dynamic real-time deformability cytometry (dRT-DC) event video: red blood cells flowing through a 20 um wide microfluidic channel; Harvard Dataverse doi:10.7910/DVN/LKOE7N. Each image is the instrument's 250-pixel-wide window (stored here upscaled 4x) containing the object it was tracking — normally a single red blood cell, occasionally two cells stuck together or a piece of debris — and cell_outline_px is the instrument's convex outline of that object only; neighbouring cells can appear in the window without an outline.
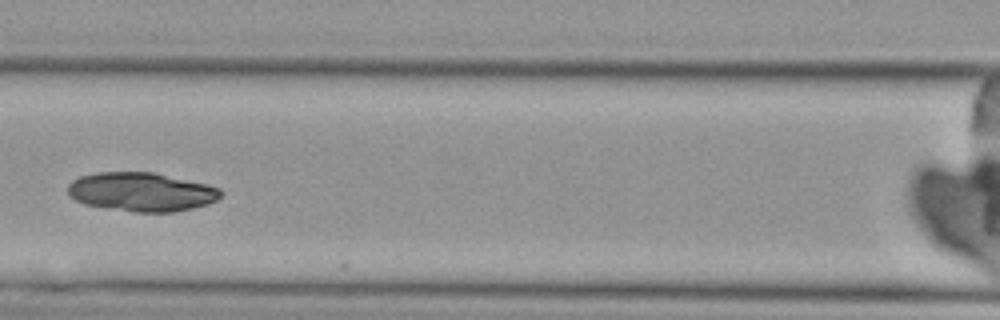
{"species": "Egyptian fruit bat (a non-hibernating species)", "species_latin": "Rousettus aegyptiacus", "temperature_condition": "cold", "stored_images_in_passage": 7, "camera_frame_rate_fps": 3000, "um_per_image_px": 0.085, "animal": {"sex": "female"}, "frame": {"image": 1, "passage_image": 4, "time_ms": 3.667, "image_size_px": [1000, 320], "cell_outline_px": [[224, 192], [216, 200], [208, 204], [192, 208], [172, 212], [136, 212], [84, 204], [68, 196], [68, 184], [72, 180], [80, 176], [96, 172], [152, 172], [208, 184], [220, 188]], "centroid_in_image_um": [12.02, 16.3], "position_along_channel_um": 154.6, "area_um2": 34.68}}
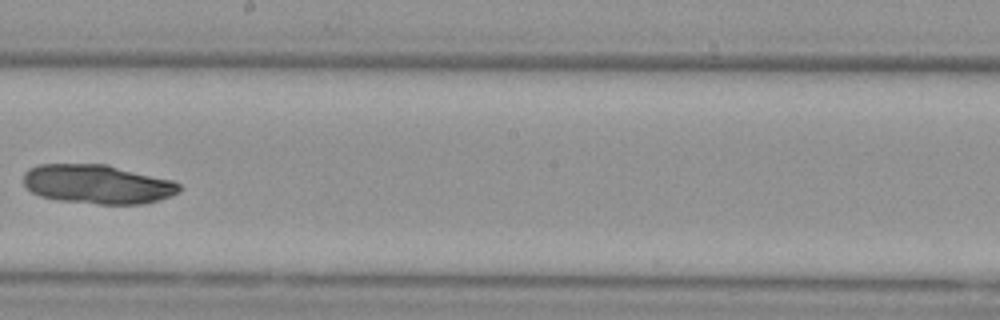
{"frame": {"image": 2, "passage_image": 6, "time_ms": 6.0, "image_size_px": [1000, 320], "cell_outline_px": [[180, 192], [144, 204], [100, 204], [56, 200], [40, 196], [32, 192], [24, 184], [24, 172], [28, 168], [36, 164], [108, 164], [172, 180], [180, 184]], "centroid_in_image_um": [8.26, 15.65], "position_along_channel_um": 239.9, "area_um2": 35.66}}
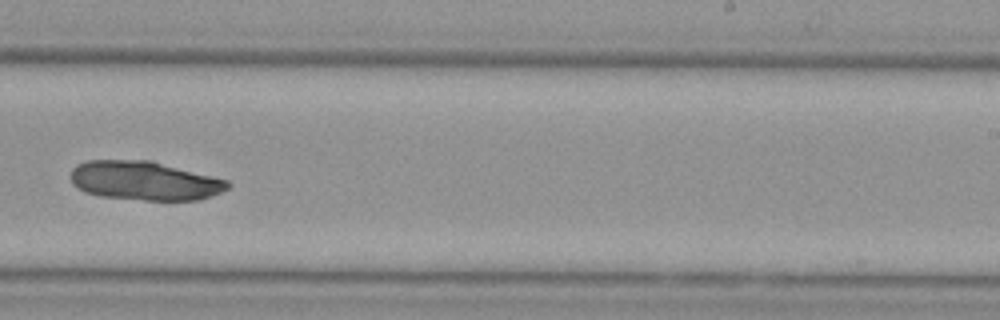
{"frame": {"image": 3, "passage_image": 7, "time_ms": 7.0, "image_size_px": [1000, 320], "cell_outline_px": [[232, 184], [228, 188], [220, 192], [200, 200], [144, 200], [100, 196], [84, 192], [76, 188], [72, 184], [72, 168], [76, 164], [84, 160], [152, 160], [228, 180]], "centroid_in_image_um": [12.27, 15.35], "position_along_channel_um": 276.7, "area_um2": 35.95}}